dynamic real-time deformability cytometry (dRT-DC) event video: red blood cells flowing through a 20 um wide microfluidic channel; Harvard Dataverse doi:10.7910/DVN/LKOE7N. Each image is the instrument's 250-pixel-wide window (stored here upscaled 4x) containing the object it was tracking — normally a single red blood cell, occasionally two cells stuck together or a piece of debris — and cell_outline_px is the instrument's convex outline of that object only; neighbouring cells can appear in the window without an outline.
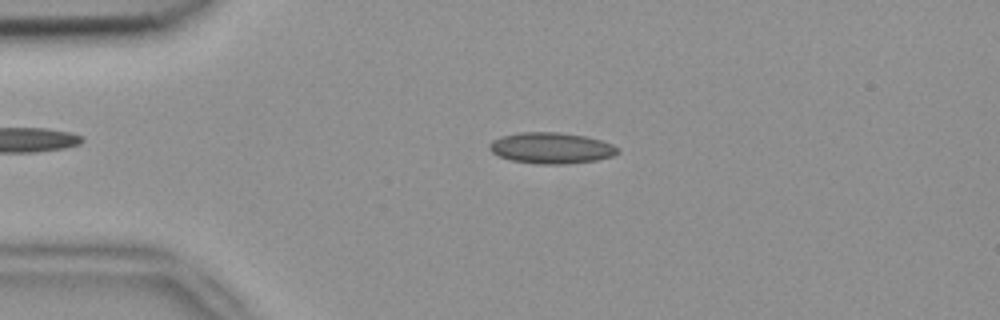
{"species": "common noctule bat (a hibernating species)", "species_latin": "Nyctalus noctula", "temperature_condition": "room temperature", "stored_images_in_passage": 4, "camera_frame_rate_fps": 3000, "um_per_image_px": 0.085, "animal": {"sex": "female", "body_mass_g": 18.4}, "frame": {"image": 1, "passage_image": 3, "time_ms": 0.667, "image_size_px": [1000, 320], "cell_outline_px": [[620, 152], [612, 156], [596, 160], [560, 164], [536, 164], [512, 160], [500, 156], [492, 152], [488, 148], [488, 144], [492, 140], [500, 136], [520, 132], [556, 132], [584, 136], [600, 140], [612, 144], [620, 148]], "centroid_in_image_um": [46.84, 12.58], "position_along_channel_um": 38.2, "area_um2": 23.18}}
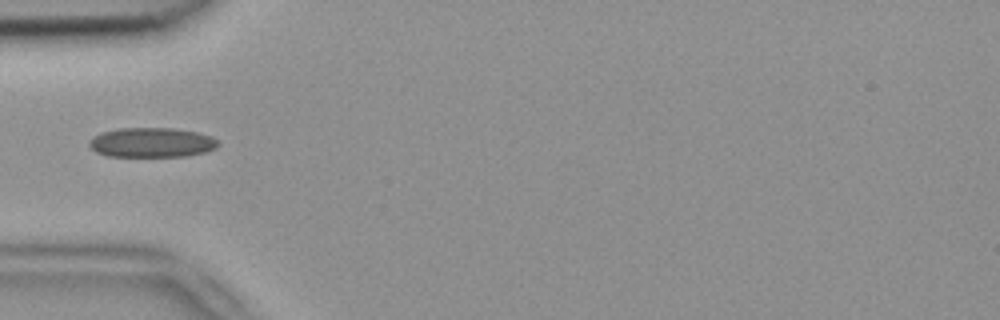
{"frame": {"image": 2, "passage_image": 4, "time_ms": 1.0, "image_size_px": [1000, 320], "cell_outline_px": [[220, 144], [216, 148], [204, 152], [184, 156], [108, 156], [96, 152], [88, 144], [88, 140], [100, 132], [120, 128], [172, 128], [196, 132], [212, 136]], "centroid_in_image_um": [12.87, 12.1], "position_along_channel_um": 72.1, "area_um2": 22.25}}